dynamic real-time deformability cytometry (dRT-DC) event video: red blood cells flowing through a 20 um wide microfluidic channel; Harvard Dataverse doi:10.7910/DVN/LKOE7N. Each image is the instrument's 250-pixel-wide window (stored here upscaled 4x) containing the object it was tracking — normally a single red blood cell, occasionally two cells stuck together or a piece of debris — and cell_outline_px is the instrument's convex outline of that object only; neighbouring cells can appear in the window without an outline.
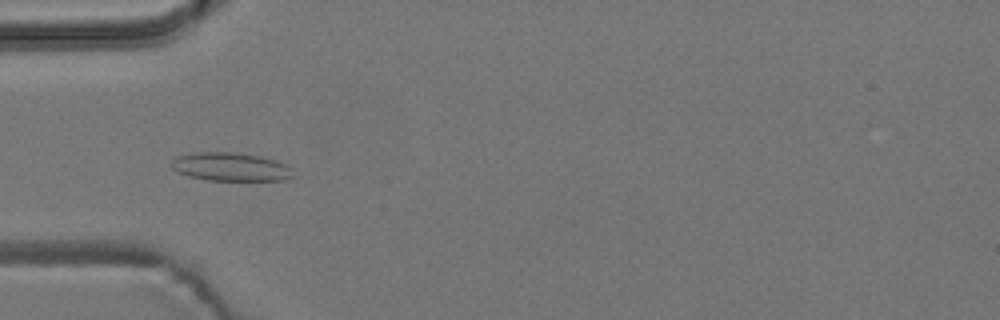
{"species": "common noctule bat (a hibernating species)", "species_latin": "Nyctalus noctula", "temperature_condition": "room temperature", "stored_images_in_passage": 55, "camera_frame_rate_fps": 3000, "um_per_image_px": 0.085, "animal": {"sex": "male", "body_mass_g": 19.2, "forearm_length_mm": 51.8}, "frame": {"image": 1, "passage_image": 17, "time_ms": 5.333, "image_size_px": [1000, 320], "cell_outline_px": [[292, 176], [284, 180], [208, 180], [188, 176], [176, 172], [172, 168], [172, 160], [176, 156], [192, 152], [232, 152], [260, 156], [276, 160], [284, 164], [288, 168]], "centroid_in_image_um": [19.52, 14.17], "position_along_channel_um": 65.5, "area_um2": 20.0}}
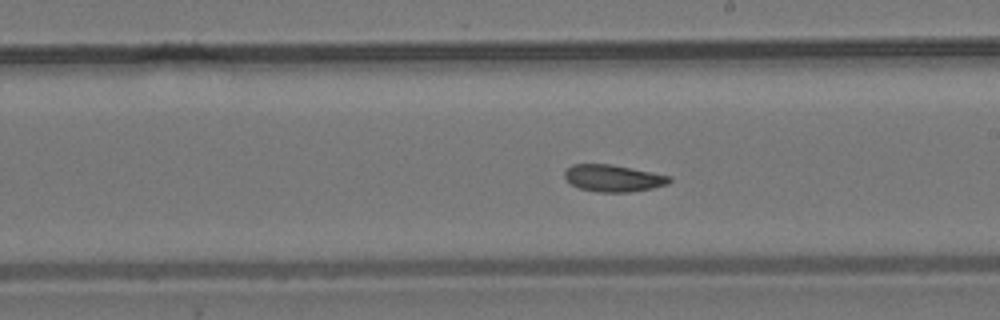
{"frame": {"image": 2, "passage_image": 31, "time_ms": 10.0, "image_size_px": [1000, 320], "cell_outline_px": [[672, 180], [668, 184], [652, 188], [628, 192], [600, 192], [580, 188], [572, 184], [564, 176], [564, 172], [572, 164], [612, 164], [672, 176]], "centroid_in_image_um": [52.16, 15.14], "position_along_channel_um": 236.8, "area_um2": 16.36}}
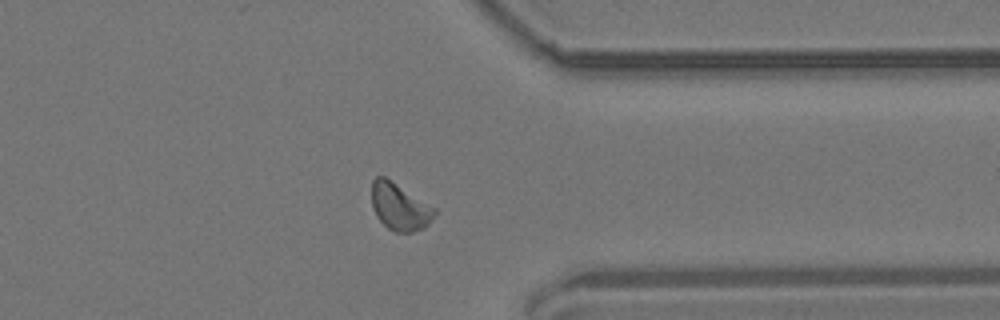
{"frame": {"image": 3, "passage_image": 43, "time_ms": 14.0, "image_size_px": [1000, 320], "cell_outline_px": [[436, 212], [428, 224], [424, 228], [412, 232], [396, 232], [388, 228], [376, 216], [372, 208], [372, 180], [376, 176], [384, 176], [436, 208]], "centroid_in_image_um": [33.96, 17.58], "position_along_channel_um": 377.4, "area_um2": 17.11}, "authors_computed_cell_mechanics": {"area_um2": 17.2244, "velocity_mm_per_s": 3.6822, "shape_relaxation_time_tau1_ms": null, "shape_relaxation_time_tau2_ms": 5.2806, "deformation_change_tau1": null, "deformation_change_tau2": 0.1046}}